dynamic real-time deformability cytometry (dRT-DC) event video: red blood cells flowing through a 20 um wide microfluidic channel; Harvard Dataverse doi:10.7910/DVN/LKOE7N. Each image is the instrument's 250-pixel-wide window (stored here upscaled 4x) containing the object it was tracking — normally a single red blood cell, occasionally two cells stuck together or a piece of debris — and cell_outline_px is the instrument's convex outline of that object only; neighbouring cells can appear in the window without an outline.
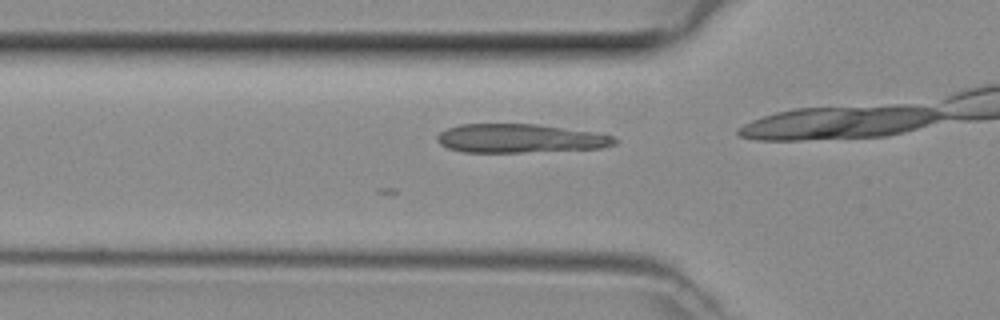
{"species": "common noctule bat (a hibernating species)", "species_latin": "Nyctalus noctula", "temperature_condition": "room temperature", "stored_images_in_passage": 9, "camera_frame_rate_fps": 3000, "um_per_image_px": 0.085, "animal": {"sex": "female", "body_mass_g": 29.2, "forearm_length_mm": 56.3}, "frame": {"image": 1, "passage_image": 7, "time_ms": 2.0, "image_size_px": [1000, 320], "cell_outline_px": [[620, 140], [616, 144], [600, 148], [520, 152], [464, 152], [448, 148], [440, 144], [436, 140], [436, 136], [440, 132], [448, 128], [460, 124], [536, 124], [592, 132], [616, 136]], "centroid_in_image_um": [44.2, 11.76], "position_along_channel_um": 81.6, "area_um2": 29.65}}